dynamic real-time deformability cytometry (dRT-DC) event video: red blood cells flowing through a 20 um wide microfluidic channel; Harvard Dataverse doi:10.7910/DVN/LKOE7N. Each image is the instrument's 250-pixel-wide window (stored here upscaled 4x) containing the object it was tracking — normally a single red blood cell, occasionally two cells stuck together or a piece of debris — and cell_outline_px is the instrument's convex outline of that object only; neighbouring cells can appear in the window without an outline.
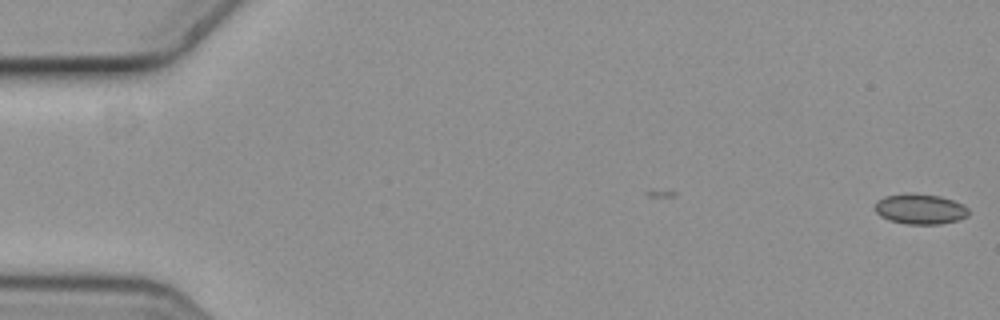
{"species": "common noctule bat (a hibernating species)", "species_latin": "Nyctalus noctula", "temperature_condition": "cold", "stored_images_in_passage": 6, "camera_frame_rate_fps": 3000, "um_per_image_px": 0.085, "animal": {"sex": "female", "body_mass_g": 19.3, "forearm_length_mm": 54.1}, "frame": {"image": 1, "passage_image": 1, "time_ms": 0.0, "image_size_px": [1000, 320], "cell_outline_px": [[968, 216], [956, 220], [940, 224], [908, 224], [888, 220], [880, 216], [876, 212], [876, 204], [884, 196], [940, 196], [964, 204], [968, 208]], "centroid_in_image_um": [78.26, 17.82], "position_along_channel_um": 6.7, "area_um2": 15.72}}